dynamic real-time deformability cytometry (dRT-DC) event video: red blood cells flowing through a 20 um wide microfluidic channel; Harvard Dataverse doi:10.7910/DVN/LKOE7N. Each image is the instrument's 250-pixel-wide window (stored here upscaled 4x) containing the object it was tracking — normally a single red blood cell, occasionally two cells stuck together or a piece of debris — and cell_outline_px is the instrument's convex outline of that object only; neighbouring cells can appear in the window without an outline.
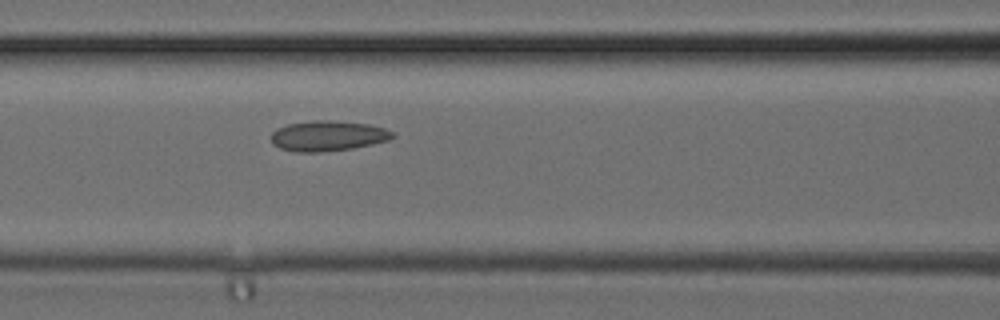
{"species": "common noctule bat (a hibernating species)", "species_latin": "Nyctalus noctula", "temperature_condition": "cold", "stored_images_in_passage": 26, "camera_frame_rate_fps": 3000, "um_per_image_px": 0.085, "animal": {"sex": "female", "body_mass_g": 24.6, "forearm_length_mm": 56.2}, "frame": {"image": 1, "passage_image": 7, "time_ms": 2.0, "image_size_px": [1000, 320], "cell_outline_px": [[396, 136], [388, 140], [372, 144], [352, 148], [320, 152], [296, 152], [280, 148], [272, 144], [272, 132], [276, 128], [288, 124], [312, 120], [332, 120], [368, 124], [384, 128], [392, 132]], "centroid_in_image_um": [27.85, 11.54], "position_along_channel_um": 138.8, "area_um2": 21.44}}
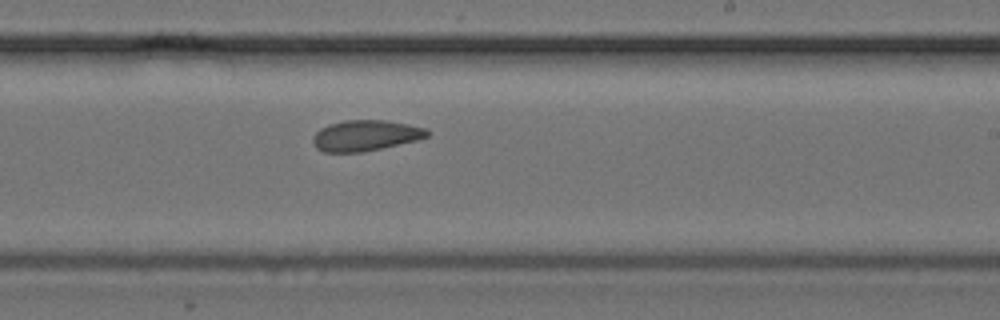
{"frame": {"image": 2, "passage_image": 13, "time_ms": 4.0, "image_size_px": [1000, 320], "cell_outline_px": [[432, 132], [428, 136], [416, 140], [364, 152], [324, 152], [316, 148], [312, 140], [312, 136], [320, 128], [328, 124], [344, 120], [388, 120], [428, 128]], "centroid_in_image_um": [31.07, 11.51], "position_along_channel_um": 257.9, "area_um2": 20.69}}
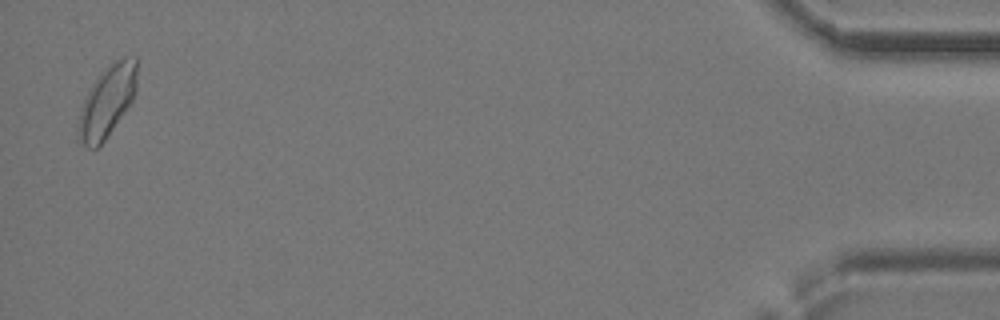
{"frame": {"image": 3, "passage_image": 26, "time_ms": 8.333, "image_size_px": [1000, 320], "cell_outline_px": [[136, 88], [132, 100], [124, 112], [104, 140], [96, 148], [88, 148], [76, 140], [76, 132], [80, 112], [84, 96], [96, 80], [116, 60], [124, 56], [136, 56]], "centroid_in_image_um": [9.07, 8.66], "position_along_channel_um": 426.1, "area_um2": 23.93}}